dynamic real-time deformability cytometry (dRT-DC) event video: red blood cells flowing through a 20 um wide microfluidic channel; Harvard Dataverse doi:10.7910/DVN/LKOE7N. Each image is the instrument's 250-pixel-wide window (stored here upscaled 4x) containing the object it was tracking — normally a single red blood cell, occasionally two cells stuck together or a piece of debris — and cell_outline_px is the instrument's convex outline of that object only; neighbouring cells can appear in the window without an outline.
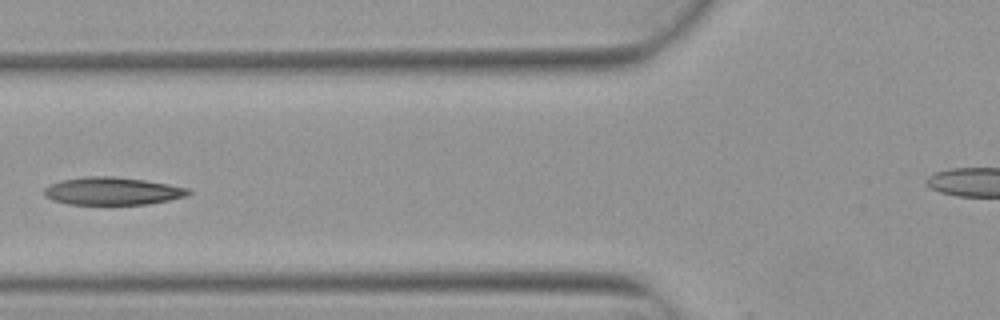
{"species": "Egyptian fruit bat (a non-hibernating species)", "species_latin": "Rousettus aegyptiacus", "temperature_condition": "warm", "stored_images_in_passage": 5, "camera_frame_rate_fps": 3000, "um_per_image_px": 0.085, "animal": {"sex": "female"}, "frame": {"image": 1, "passage_image": 5, "time_ms": 1.333, "image_size_px": [1000, 320], "cell_outline_px": [[192, 192], [184, 196], [168, 200], [148, 204], [68, 204], [52, 200], [44, 196], [44, 188], [48, 184], [60, 180], [88, 176], [112, 176], [144, 180], [168, 184], [188, 188]], "centroid_in_image_um": [9.5, 16.23], "position_along_channel_um": 116.3, "area_um2": 23.24}}